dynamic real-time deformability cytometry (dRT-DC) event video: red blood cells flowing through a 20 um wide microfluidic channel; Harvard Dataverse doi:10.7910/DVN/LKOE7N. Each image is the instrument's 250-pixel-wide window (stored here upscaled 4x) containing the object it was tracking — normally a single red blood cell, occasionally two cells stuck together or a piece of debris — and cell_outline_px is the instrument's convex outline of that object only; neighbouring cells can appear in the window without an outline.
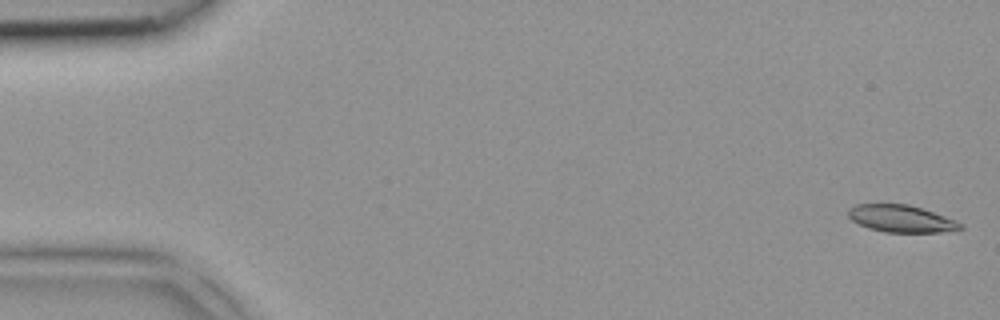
{"species": "common noctule bat (a hibernating species)", "species_latin": "Nyctalus noctula", "temperature_condition": "room temperature", "stored_images_in_passage": 4, "camera_frame_rate_fps": 3000, "um_per_image_px": 0.085, "animal": {"sex": "female", "body_mass_g": 18.4}, "frame": {"image": 1, "passage_image": 1, "time_ms": 0.0, "image_size_px": [1000, 320], "cell_outline_px": [[964, 228], [940, 232], [884, 232], [868, 228], [852, 220], [848, 216], [848, 208], [856, 204], [908, 204], [956, 220], [964, 224]], "centroid_in_image_um": [76.59, 18.59], "position_along_channel_um": 8.4, "area_um2": 17.63}}